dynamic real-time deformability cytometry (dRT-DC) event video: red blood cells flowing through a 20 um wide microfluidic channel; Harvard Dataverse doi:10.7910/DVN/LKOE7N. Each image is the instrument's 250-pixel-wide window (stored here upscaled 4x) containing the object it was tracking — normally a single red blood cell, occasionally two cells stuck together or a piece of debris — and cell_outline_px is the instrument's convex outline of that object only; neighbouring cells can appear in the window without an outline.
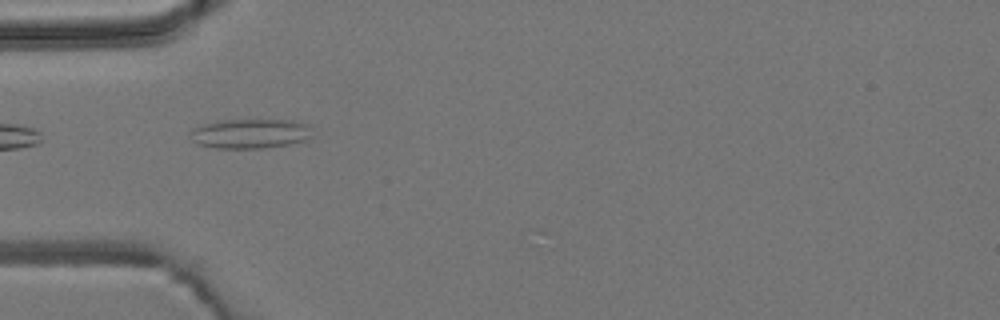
{"species": "common noctule bat (a hibernating species)", "species_latin": "Nyctalus noctula", "temperature_condition": "room temperature", "stored_images_in_passage": 6, "camera_frame_rate_fps": 3000, "um_per_image_px": 0.085, "animal": {"sex": "male", "body_mass_g": 19.2, "forearm_length_mm": 51.8}, "frame": {"image": 1, "passage_image": 4, "time_ms": 3.333, "image_size_px": [1000, 320], "cell_outline_px": [[308, 124], [304, 140], [288, 144], [264, 148], [216, 148], [196, 144], [188, 136], [192, 128], [216, 120], [292, 120]], "centroid_in_image_um": [21.11, 11.35], "position_along_channel_um": 63.9, "area_um2": 20.75}}
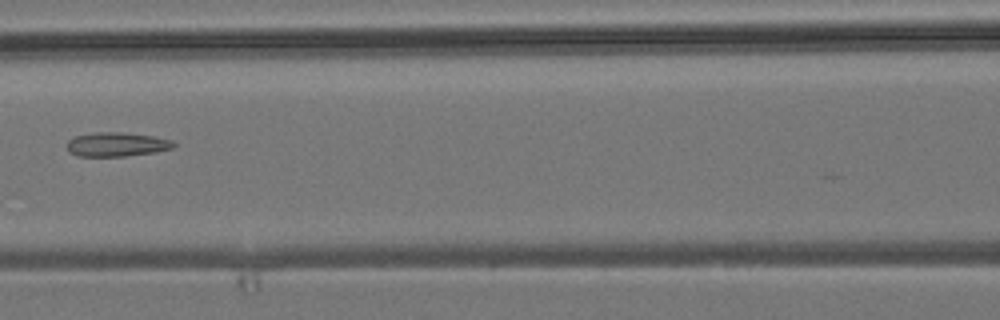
{"frame": {"image": 2, "passage_image": 6, "time_ms": 5.667, "image_size_px": [1000, 320], "cell_outline_px": [[176, 144], [172, 148], [156, 152], [124, 156], [76, 156], [68, 152], [68, 140], [72, 136], [96, 132], [120, 132], [156, 136], [172, 140]], "centroid_in_image_um": [9.91, 12.27], "position_along_channel_um": 156.7, "area_um2": 15.14}}